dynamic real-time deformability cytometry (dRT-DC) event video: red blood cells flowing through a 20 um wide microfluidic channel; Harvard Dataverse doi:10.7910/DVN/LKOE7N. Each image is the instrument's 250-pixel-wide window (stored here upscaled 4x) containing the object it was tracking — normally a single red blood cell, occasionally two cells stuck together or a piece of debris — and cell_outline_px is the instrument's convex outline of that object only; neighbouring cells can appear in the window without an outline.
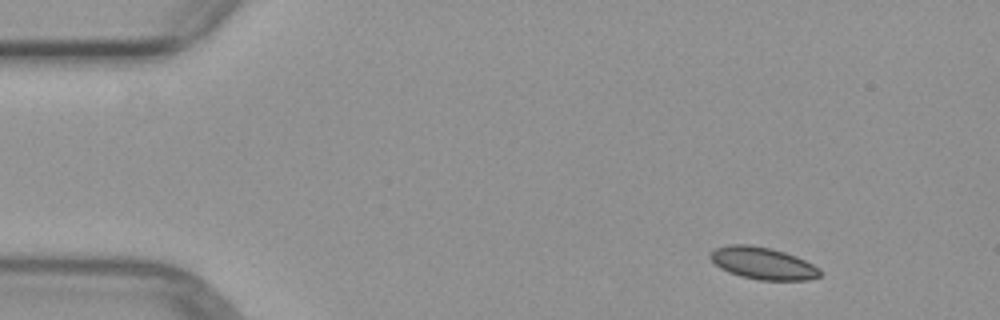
{"species": "common noctule bat (a hibernating species)", "species_latin": "Nyctalus noctula", "temperature_condition": "warm", "stored_images_in_passage": 3, "camera_frame_rate_fps": 3000, "um_per_image_px": 0.085, "animal": {"sex": "female", "body_mass_g": 29.2, "forearm_length_mm": 56.3}, "frame": {"image": 1, "passage_image": 1, "time_ms": 0.0, "image_size_px": [1000, 320], "cell_outline_px": [[824, 276], [808, 280], [760, 280], [740, 276], [728, 272], [720, 268], [708, 256], [716, 248], [728, 244], [752, 244], [772, 248], [796, 256], [820, 268], [824, 272]], "centroid_in_image_um": [64.89, 22.38], "position_along_channel_um": 20.1, "area_um2": 20.81}}
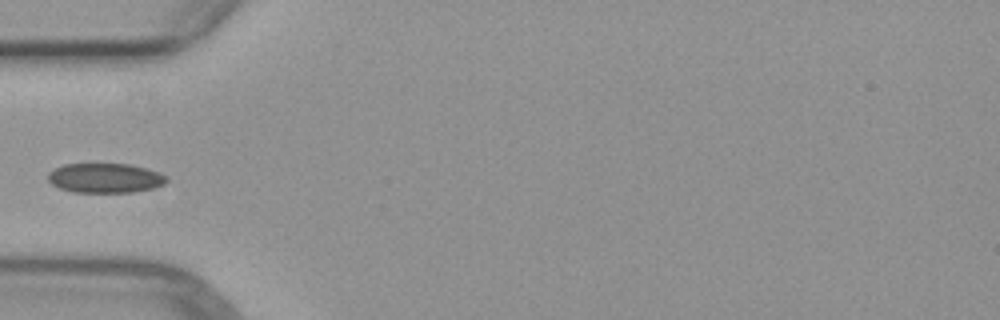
{"frame": {"image": 2, "passage_image": 3, "time_ms": 3.667, "image_size_px": [1000, 320], "cell_outline_px": [[168, 180], [164, 184], [152, 188], [132, 192], [72, 192], [60, 188], [52, 184], [48, 180], [48, 172], [64, 164], [132, 164], [148, 168], [160, 172], [168, 176]], "centroid_in_image_um": [8.97, 15.12], "position_along_channel_um": 76.0, "area_um2": 20.58}}